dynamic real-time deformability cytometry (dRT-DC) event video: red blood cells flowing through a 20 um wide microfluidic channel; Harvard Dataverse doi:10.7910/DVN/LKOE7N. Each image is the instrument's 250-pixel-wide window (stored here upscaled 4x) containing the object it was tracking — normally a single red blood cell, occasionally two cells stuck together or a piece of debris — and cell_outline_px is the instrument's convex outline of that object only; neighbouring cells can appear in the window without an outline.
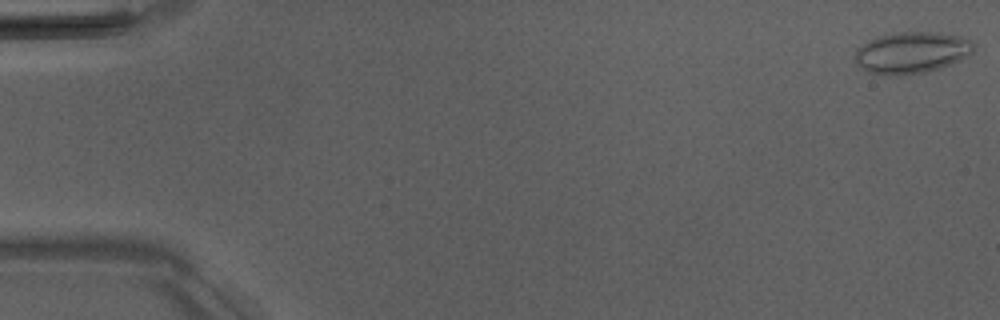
{"species": "Egyptian fruit bat (a non-hibernating species)", "species_latin": "Rousettus aegyptiacus", "temperature_condition": "room temperature", "stored_images_in_passage": 5, "camera_frame_rate_fps": 3000, "um_per_image_px": 0.085, "animal": {"sex": "male"}, "frame": {"image": 1, "passage_image": 1, "time_ms": 0.0, "image_size_px": [1000, 320], "cell_outline_px": [[976, 48], [968, 56], [960, 60], [940, 68], [924, 72], [900, 76], [888, 76], [868, 72], [860, 68], [856, 64], [856, 48], [880, 36], [896, 32], [936, 32], [960, 36], [972, 40]], "centroid_in_image_um": [77.51, 4.48], "position_along_channel_um": 7.5, "area_um2": 28.84}}